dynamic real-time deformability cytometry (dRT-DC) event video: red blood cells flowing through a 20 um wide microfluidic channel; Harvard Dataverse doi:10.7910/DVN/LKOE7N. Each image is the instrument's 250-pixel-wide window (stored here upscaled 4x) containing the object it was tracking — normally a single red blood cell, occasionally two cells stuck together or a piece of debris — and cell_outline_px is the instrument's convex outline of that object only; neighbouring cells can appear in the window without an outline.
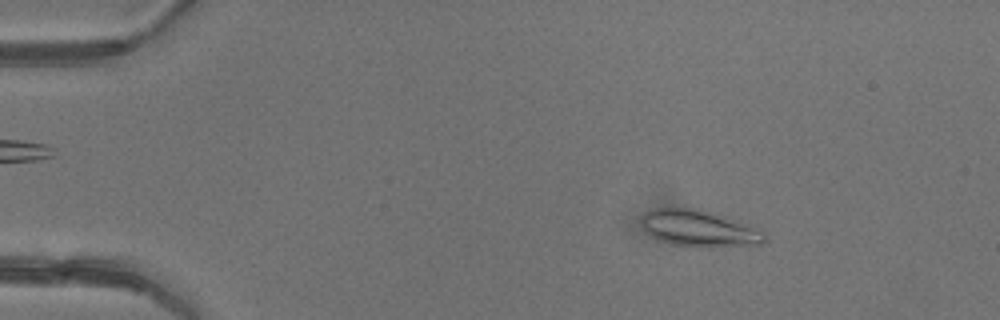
{"species": "common noctule bat (a hibernating species)", "species_latin": "Nyctalus noctula", "temperature_condition": "warm", "stored_images_in_passage": 4, "camera_frame_rate_fps": 3000, "um_per_image_px": 0.085, "animal": {"sex": "female"}, "frame": {"image": 1, "passage_image": 1, "time_ms": 0.0, "image_size_px": [1000, 320], "cell_outline_px": [[768, 236], [760, 244], [676, 244], [652, 236], [640, 224], [640, 216], [644, 212], [656, 208], [700, 208], [724, 216], [764, 232]], "centroid_in_image_um": [59.33, 19.33], "position_along_channel_um": 25.7, "area_um2": 24.74}}